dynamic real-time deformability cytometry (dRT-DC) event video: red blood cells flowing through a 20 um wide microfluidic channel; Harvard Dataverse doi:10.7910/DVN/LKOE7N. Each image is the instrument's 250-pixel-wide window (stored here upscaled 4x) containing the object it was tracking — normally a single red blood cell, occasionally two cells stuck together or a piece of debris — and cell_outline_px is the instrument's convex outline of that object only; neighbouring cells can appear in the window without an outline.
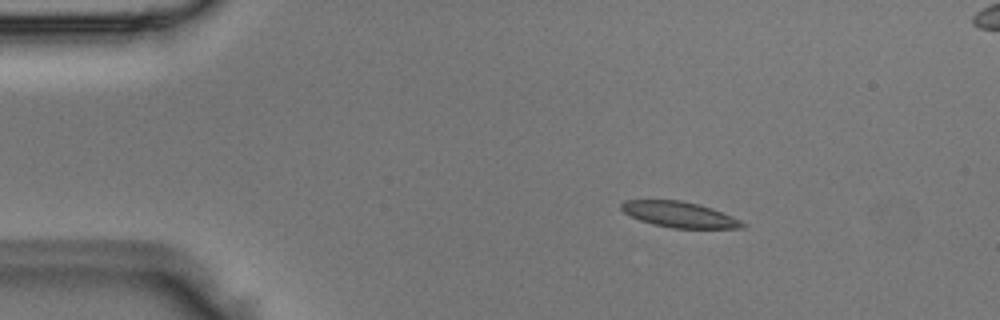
{"species": "Egyptian fruit bat (a non-hibernating species)", "species_latin": "Rousettus aegyptiacus", "temperature_condition": "room temperature", "stored_images_in_passage": 6, "camera_frame_rate_fps": 3000, "um_per_image_px": 0.085, "animal": {"sex": "male"}, "frame": {"image": 1, "passage_image": 3, "time_ms": 0.667, "image_size_px": [1000, 320], "cell_outline_px": [[748, 224], [744, 228], [672, 228], [652, 224], [640, 220], [624, 212], [620, 208], [620, 204], [624, 200], [680, 200], [700, 204], [712, 208], [732, 216]], "centroid_in_image_um": [57.77, 18.23], "position_along_channel_um": 27.2, "area_um2": 18.21}}
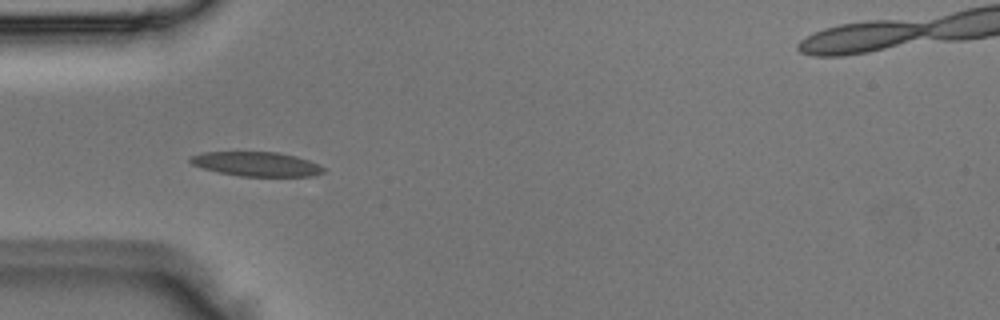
{"frame": {"image": 2, "passage_image": 5, "time_ms": 1.333, "image_size_px": [1000, 320], "cell_outline_px": [[328, 168], [324, 172], [312, 176], [240, 176], [220, 172], [204, 168], [192, 164], [188, 160], [188, 156], [200, 152], [276, 152], [296, 156], [320, 164]], "centroid_in_image_um": [21.82, 13.94], "position_along_channel_um": 63.2, "area_um2": 19.02}}
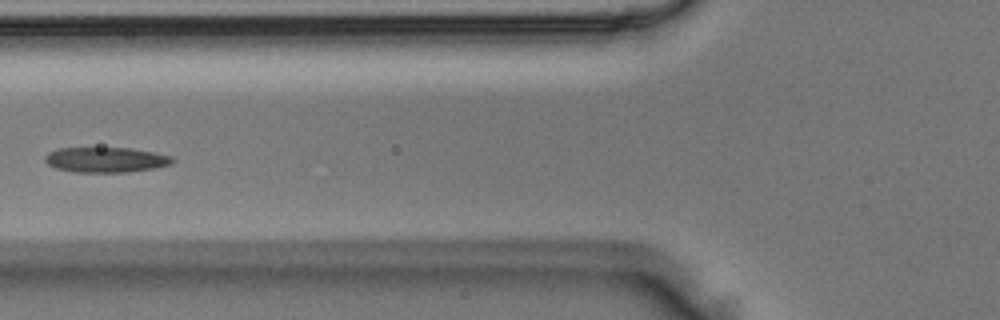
{"frame": {"image": 3, "passage_image": 6, "time_ms": 1.667, "image_size_px": [1000, 320], "cell_outline_px": [[176, 160], [172, 164], [156, 168], [128, 172], [76, 172], [56, 168], [48, 164], [44, 160], [44, 156], [48, 152], [56, 148], [128, 148], [152, 152], [172, 156]], "centroid_in_image_um": [9.0, 13.58], "position_along_channel_um": 116.8, "area_um2": 18.79}}